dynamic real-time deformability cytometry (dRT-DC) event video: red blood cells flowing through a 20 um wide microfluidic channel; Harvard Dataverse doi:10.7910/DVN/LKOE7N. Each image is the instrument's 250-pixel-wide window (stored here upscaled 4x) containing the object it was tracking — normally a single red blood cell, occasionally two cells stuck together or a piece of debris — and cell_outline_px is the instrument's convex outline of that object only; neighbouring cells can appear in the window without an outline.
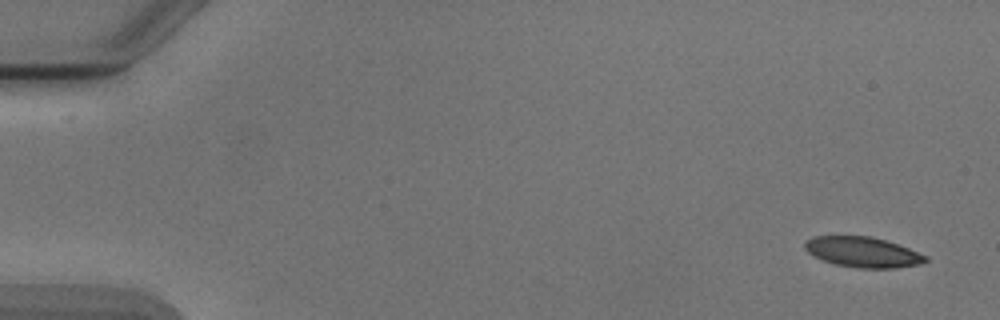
{"species": "Egyptian fruit bat (a non-hibernating species)", "species_latin": "Rousettus aegyptiacus", "temperature_condition": "cold", "stored_images_in_passage": 6, "camera_frame_rate_fps": 3000, "um_per_image_px": 0.085, "animal": {"sex": "male"}, "frame": {"image": 1, "passage_image": 1, "time_ms": 0.0, "image_size_px": [1000, 320], "cell_outline_px": [[928, 260], [920, 264], [896, 268], [860, 268], [832, 264], [812, 256], [804, 248], [804, 240], [812, 236], [872, 236], [908, 248], [928, 256]], "centroid_in_image_um": [73.29, 21.43], "position_along_channel_um": 11.7, "area_um2": 21.5}}
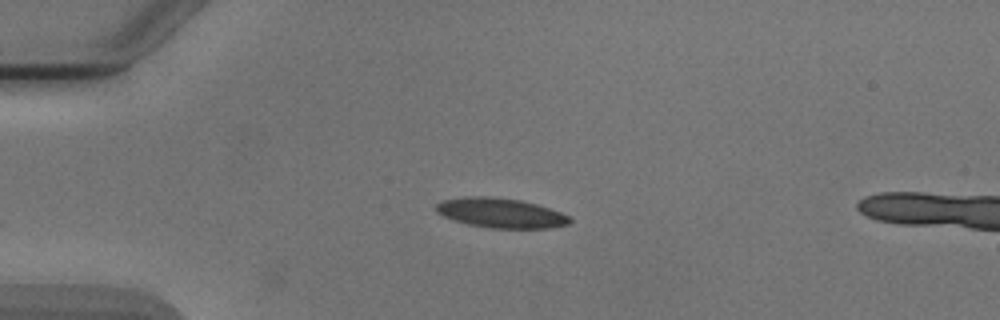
{"frame": {"image": 2, "passage_image": 4, "time_ms": 3.667, "image_size_px": [1000, 320], "cell_outline_px": [[572, 220], [568, 224], [552, 228], [488, 228], [468, 224], [452, 220], [436, 212], [436, 204], [444, 200], [464, 196], [488, 196], [520, 200], [536, 204], [560, 212], [568, 216]], "centroid_in_image_um": [42.54, 18.1], "position_along_channel_um": 42.5, "area_um2": 23.12}}